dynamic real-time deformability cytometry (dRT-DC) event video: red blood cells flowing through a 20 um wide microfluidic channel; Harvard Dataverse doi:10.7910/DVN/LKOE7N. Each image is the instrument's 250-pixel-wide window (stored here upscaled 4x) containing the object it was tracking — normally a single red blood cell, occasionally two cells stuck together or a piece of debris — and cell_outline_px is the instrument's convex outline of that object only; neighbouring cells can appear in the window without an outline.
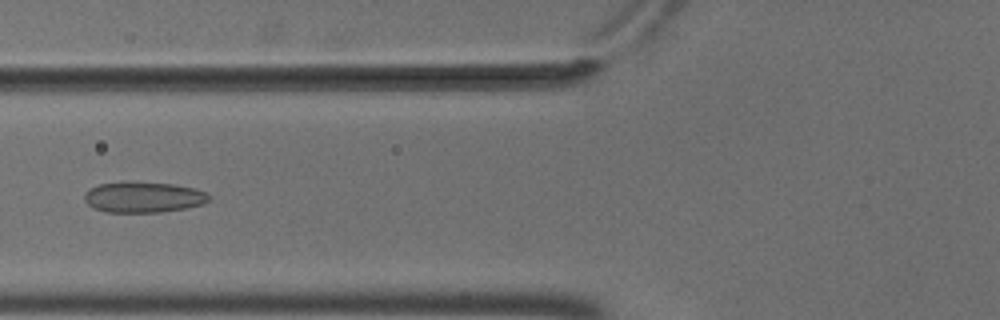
{"species": "common noctule bat (a hibernating species)", "species_latin": "Nyctalus noctula", "temperature_condition": "cold", "stored_images_in_passage": 5, "camera_frame_rate_fps": 3000, "um_per_image_px": 0.085, "animal": {"sex": "male", "body_mass_g": 18.8}, "frame": {"image": 1, "passage_image": 5, "time_ms": 1.333, "image_size_px": [1000, 320], "cell_outline_px": [[212, 196], [204, 204], [184, 208], [160, 212], [104, 212], [92, 208], [84, 200], [84, 192], [88, 188], [100, 184], [128, 180], [172, 184], [196, 188], [208, 192]], "centroid_in_image_um": [12.17, 16.74], "position_along_channel_um": 113.6, "area_um2": 22.89}}